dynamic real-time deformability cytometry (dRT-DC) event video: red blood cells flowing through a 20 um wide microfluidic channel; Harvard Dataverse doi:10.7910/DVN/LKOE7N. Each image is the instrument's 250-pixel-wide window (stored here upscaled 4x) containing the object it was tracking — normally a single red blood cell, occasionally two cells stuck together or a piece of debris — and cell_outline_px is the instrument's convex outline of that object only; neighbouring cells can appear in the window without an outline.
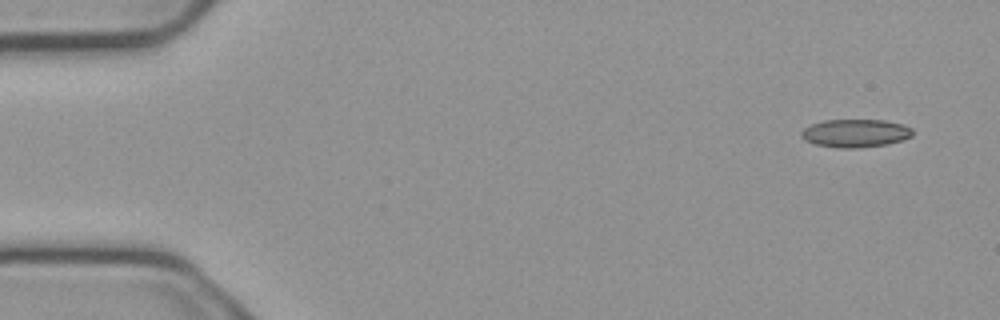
{"species": "common noctule bat (a hibernating species)", "species_latin": "Nyctalus noctula", "temperature_condition": "cold", "stored_images_in_passage": 7, "camera_frame_rate_fps": 3000, "um_per_image_px": 0.085, "animal": {"sex": "male", "body_mass_g": 23.1, "forearm_length_mm": 52.7}, "frame": {"image": 1, "passage_image": 1, "time_ms": 0.0, "image_size_px": [1000, 320], "cell_outline_px": [[912, 136], [888, 144], [860, 148], [836, 148], [816, 144], [804, 140], [800, 136], [800, 132], [804, 128], [812, 124], [824, 120], [884, 120], [904, 124], [912, 128]], "centroid_in_image_um": [72.69, 11.32], "position_along_channel_um": 12.3, "area_um2": 18.32}}
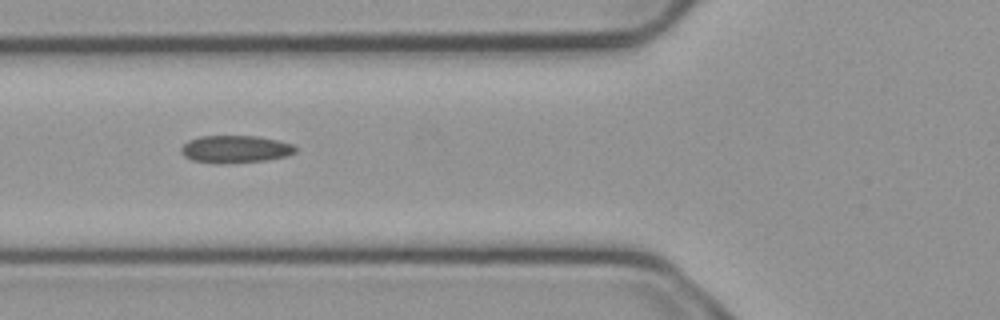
{"frame": {"image": 2, "passage_image": 5, "time_ms": 1.333, "image_size_px": [1000, 320], "cell_outline_px": [[296, 152], [284, 156], [268, 160], [220, 164], [216, 164], [192, 160], [184, 156], [180, 152], [180, 148], [188, 140], [200, 136], [260, 136], [280, 140], [296, 144]], "centroid_in_image_um": [20.01, 12.67], "position_along_channel_um": 105.8, "area_um2": 18.61}}
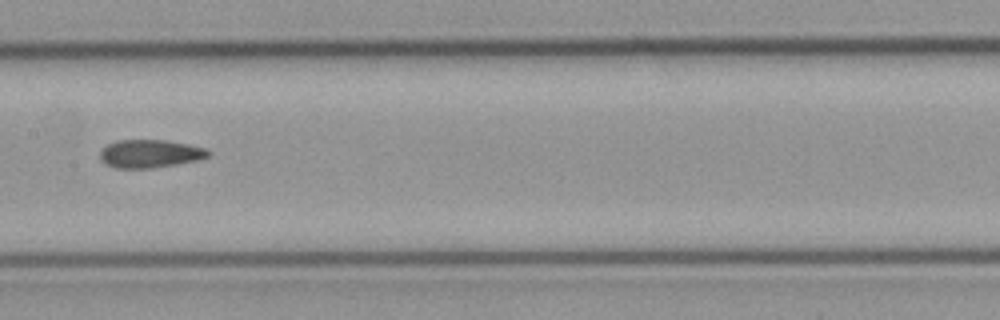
{"frame": {"image": 3, "passage_image": 7, "time_ms": 2.0, "image_size_px": [1000, 320], "cell_outline_px": [[212, 152], [208, 156], [196, 160], [176, 164], [152, 168], [116, 168], [104, 164], [100, 160], [100, 152], [108, 144], [116, 140], [164, 140], [188, 144], [208, 148]], "centroid_in_image_um": [12.75, 13.06], "position_along_channel_um": 194.7, "area_um2": 17.74}}